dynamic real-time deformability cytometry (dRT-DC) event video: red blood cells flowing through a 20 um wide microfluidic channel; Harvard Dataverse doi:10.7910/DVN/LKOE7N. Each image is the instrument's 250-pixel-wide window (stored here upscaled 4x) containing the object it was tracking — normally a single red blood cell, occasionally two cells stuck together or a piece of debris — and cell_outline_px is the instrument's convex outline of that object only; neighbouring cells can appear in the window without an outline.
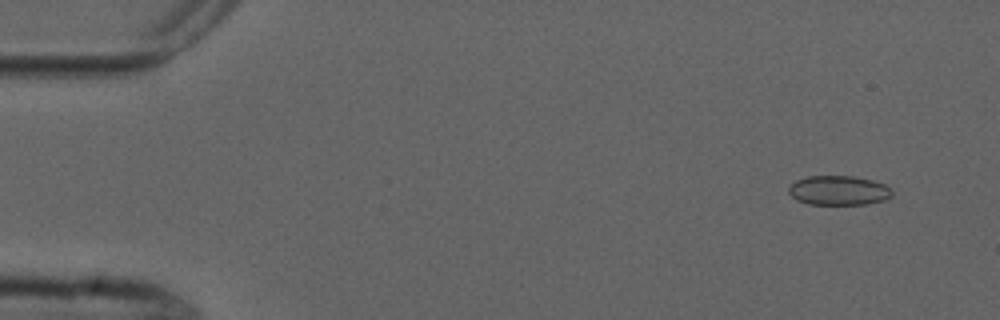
{"species": "common noctule bat (a hibernating species)", "species_latin": "Nyctalus noctula", "temperature_condition": "cold", "stored_images_in_passage": 6, "segment_of_instrument_passage": [2, 2], "camera_frame_rate_fps": 3000, "um_per_image_px": 0.085, "animal": {"sex": "male", "forearm_length_mm": 52.5}, "frame": {"image": 1, "passage_image": 6, "time_ms": 6.667, "image_size_px": [1000, 320], "cell_outline_px": [[892, 196], [884, 200], [868, 204], [808, 204], [796, 200], [788, 192], [788, 184], [796, 180], [808, 176], [852, 176], [872, 180], [884, 184], [892, 188]], "centroid_in_image_um": [71.27, 16.18], "position_along_channel_um": 13.7, "area_um2": 17.92}}